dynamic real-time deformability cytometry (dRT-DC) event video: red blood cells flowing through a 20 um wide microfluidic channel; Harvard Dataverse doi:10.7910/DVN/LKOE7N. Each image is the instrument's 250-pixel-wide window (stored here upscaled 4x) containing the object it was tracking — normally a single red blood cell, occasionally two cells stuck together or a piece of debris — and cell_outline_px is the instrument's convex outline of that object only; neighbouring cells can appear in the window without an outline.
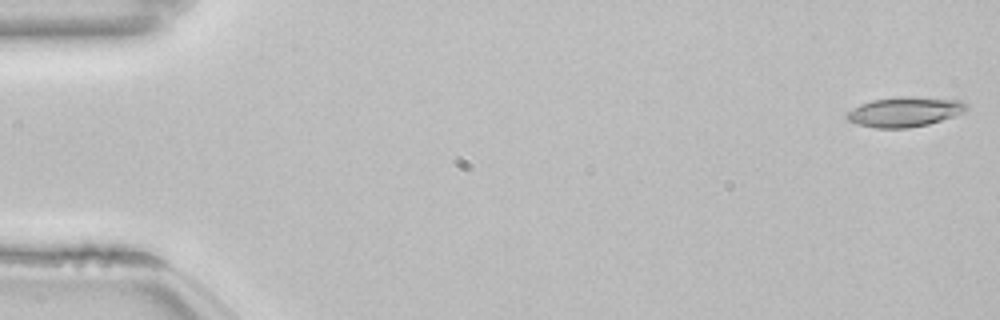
{"species": "common noctule bat (a hibernating species)", "species_latin": "Nyctalus noctula", "temperature_condition": "room temperature", "stored_images_in_passage": 53, "camera_frame_rate_fps": 3000, "um_per_image_px": 0.085, "animal": {"sex": "female", "body_mass_g": 22.7, "forearm_length_mm": 54.2}, "frame": {"image": 1, "passage_image": 1, "time_ms": 0.0, "image_size_px": [1000, 320], "cell_outline_px": [[968, 108], [964, 112], [928, 124], [908, 128], [876, 128], [860, 124], [848, 120], [844, 116], [852, 108], [860, 104], [872, 100], [900, 96], [912, 96], [964, 100], [968, 104]], "centroid_in_image_um": [76.92, 9.48], "position_along_channel_um": 8.1, "area_um2": 20.87}}
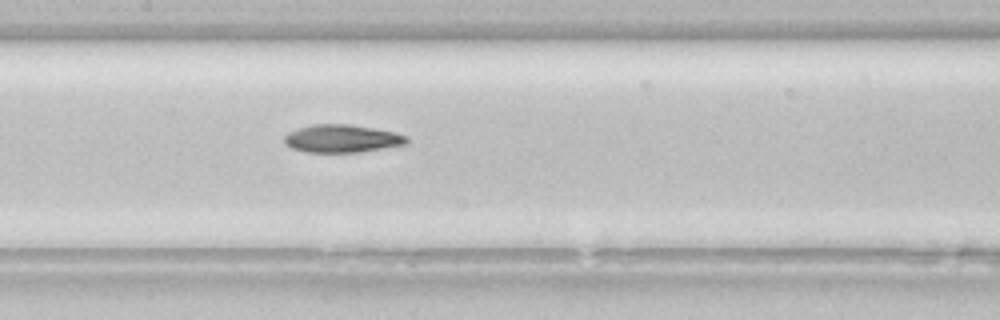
{"frame": {"image": 2, "passage_image": 26, "time_ms": 8.333, "image_size_px": [1000, 320], "cell_outline_px": [[408, 144], [360, 152], [304, 152], [292, 148], [284, 140], [284, 136], [288, 132], [296, 128], [312, 124], [348, 124], [396, 132], [408, 136]], "centroid_in_image_um": [29.08, 11.77], "position_along_channel_um": 178.3, "area_um2": 19.94}}
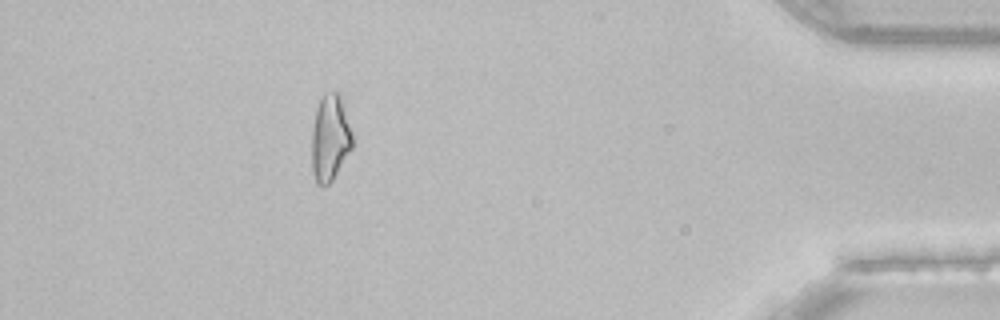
{"frame": {"image": 3, "passage_image": 48, "time_ms": 15.667, "image_size_px": [1000, 320], "cell_outline_px": [[352, 148], [332, 180], [324, 188], [316, 184], [312, 172], [312, 132], [316, 108], [324, 92], [340, 92], [352, 132]], "centroid_in_image_um": [28.05, 11.73], "position_along_channel_um": 407.2, "area_um2": 20.63}, "authors_computed_cell_mechanics": {"area_um2": 20.0566, "velocity_mm_per_s": 3.8551, "shape_relaxation_time_tau1_ms": 6.0672, "shape_relaxation_time_tau2_ms": 4.4026, "deformation_change_tau1": 0.1747, "deformation_change_tau2": 0.1267}}